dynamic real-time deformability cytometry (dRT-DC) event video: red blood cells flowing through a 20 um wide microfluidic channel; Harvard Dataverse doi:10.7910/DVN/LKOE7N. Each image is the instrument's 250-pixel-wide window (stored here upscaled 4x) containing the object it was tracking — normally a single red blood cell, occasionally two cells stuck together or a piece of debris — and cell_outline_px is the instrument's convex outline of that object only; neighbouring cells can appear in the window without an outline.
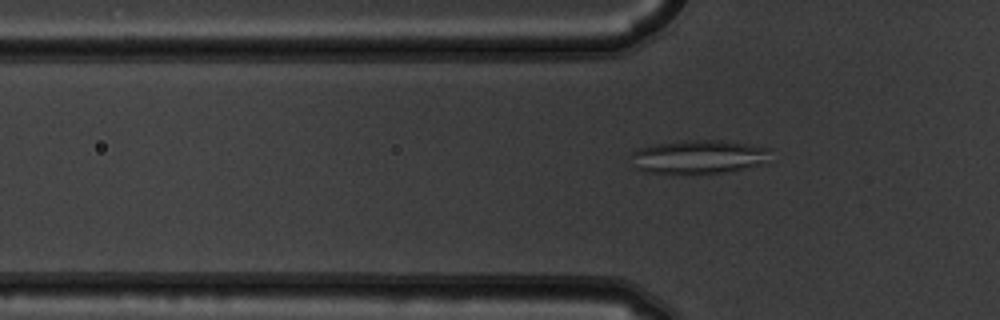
{"species": "common noctule bat (a hibernating species)", "species_latin": "Nyctalus noctula", "temperature_condition": "warm", "stored_images_in_passage": 8, "segment_of_instrument_passage": [2, 2], "camera_frame_rate_fps": 3000, "um_per_image_px": 0.085, "animal": {"sex": "male", "body_mass_g": 19.5, "forearm_length_mm": 54.6}, "frame": {"image": 1, "passage_image": 8, "time_ms": 2.333, "image_size_px": [1000, 320], "cell_outline_px": [[768, 148], [764, 160], [756, 164], [724, 172], [644, 172], [632, 168], [632, 152], [640, 148], [656, 144], [684, 140], [720, 140], [748, 144]], "centroid_in_image_um": [59.24, 13.3], "position_along_channel_um": 66.6, "area_um2": 26.3}}